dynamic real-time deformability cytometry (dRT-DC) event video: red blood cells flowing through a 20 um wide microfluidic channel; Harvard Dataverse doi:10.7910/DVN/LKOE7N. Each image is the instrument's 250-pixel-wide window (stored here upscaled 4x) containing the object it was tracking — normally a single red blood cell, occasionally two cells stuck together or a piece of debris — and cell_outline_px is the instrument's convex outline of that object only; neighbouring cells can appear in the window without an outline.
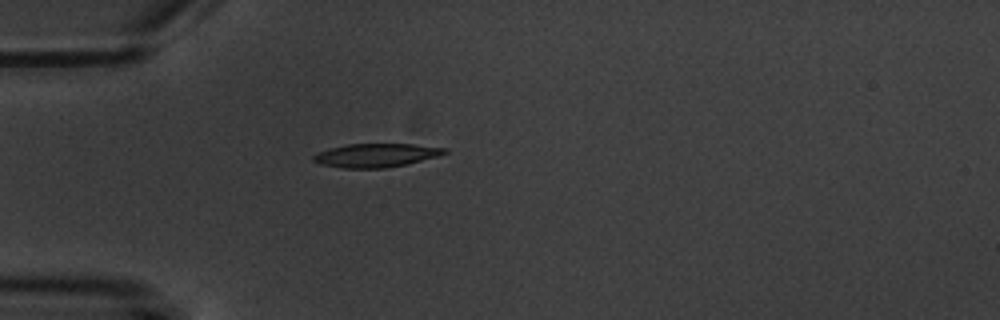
{"species": "common noctule bat (a hibernating species)", "species_latin": "Nyctalus noctula", "temperature_condition": "warm", "stored_images_in_passage": 1, "camera_frame_rate_fps": 3000, "um_per_image_px": 0.085, "animal": {"sex": "male", "body_mass_g": 20.1, "forearm_length_mm": 53.5}, "frame": {"image": 1, "passage_image": 1, "time_ms": 0.0, "image_size_px": [1000, 320], "cell_outline_px": [[448, 152], [440, 156], [404, 164], [384, 168], [344, 168], [320, 164], [312, 160], [312, 156], [316, 152], [348, 144], [412, 144], [448, 148]], "centroid_in_image_um": [31.96, 13.2], "position_along_channel_um": 53.0, "area_um2": 17.98}}